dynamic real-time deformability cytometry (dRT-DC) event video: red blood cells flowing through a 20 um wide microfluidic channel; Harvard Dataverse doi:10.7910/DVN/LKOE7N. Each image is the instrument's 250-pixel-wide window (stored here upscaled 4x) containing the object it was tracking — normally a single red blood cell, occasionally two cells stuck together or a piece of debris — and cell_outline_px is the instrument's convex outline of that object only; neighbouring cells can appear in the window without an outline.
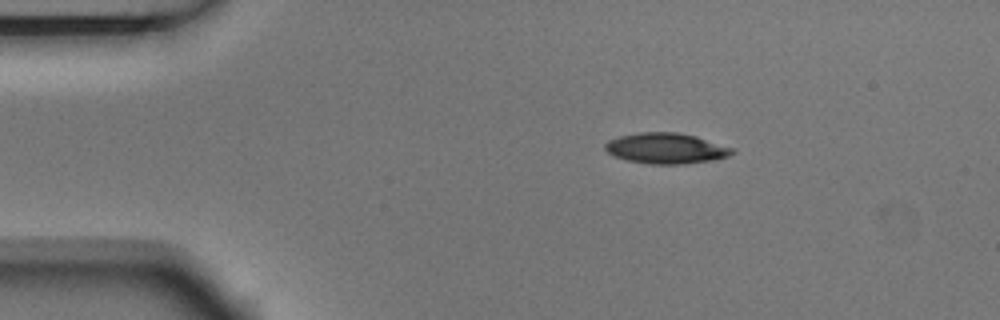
{"species": "Egyptian fruit bat (a non-hibernating species)", "species_latin": "Rousettus aegyptiacus", "temperature_condition": "room temperature", "stored_images_in_passage": 4, "camera_frame_rate_fps": 3000, "um_per_image_px": 0.085, "animal": {"sex": "male"}, "frame": {"image": 1, "passage_image": 1, "time_ms": 0.0, "image_size_px": [1000, 320], "cell_outline_px": [[736, 152], [728, 156], [716, 160], [680, 164], [648, 164], [628, 160], [612, 156], [604, 148], [604, 144], [608, 140], [620, 136], [640, 132], [676, 132], [696, 136], [736, 148]], "centroid_in_image_um": [56.65, 12.61], "position_along_channel_um": 28.4, "area_um2": 22.95}}
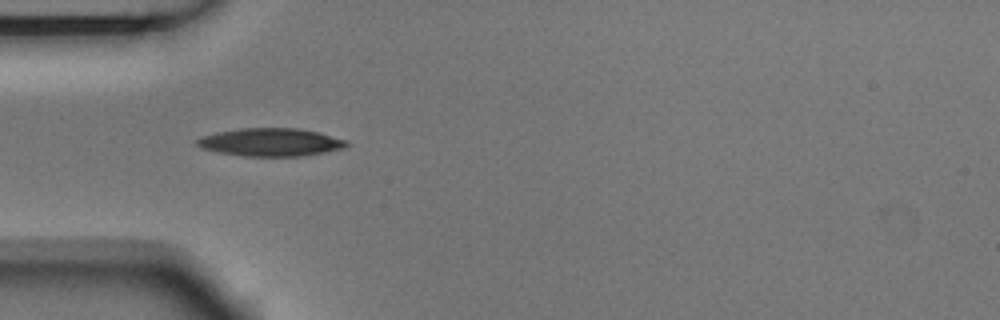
{"frame": {"image": 2, "passage_image": 3, "time_ms": 0.667, "image_size_px": [1000, 320], "cell_outline_px": [[352, 144], [344, 148], [324, 152], [300, 156], [240, 156], [200, 148], [196, 144], [196, 140], [200, 136], [216, 132], [240, 128], [300, 128], [320, 132], [348, 140]], "centroid_in_image_um": [23.03, 12.08], "position_along_channel_um": 62.0, "area_um2": 24.68}}
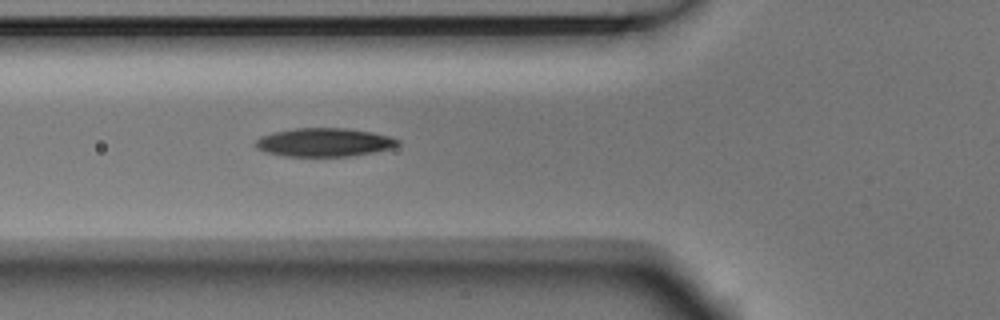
{"frame": {"image": 3, "passage_image": 4, "time_ms": 1.0, "image_size_px": [1000, 320], "cell_outline_px": [[400, 144], [392, 148], [352, 156], [284, 156], [264, 152], [256, 148], [256, 140], [260, 136], [272, 132], [296, 128], [344, 128], [372, 132], [388, 136], [400, 140]], "centroid_in_image_um": [27.53, 12.1], "position_along_channel_um": 98.3, "area_um2": 23.64}}